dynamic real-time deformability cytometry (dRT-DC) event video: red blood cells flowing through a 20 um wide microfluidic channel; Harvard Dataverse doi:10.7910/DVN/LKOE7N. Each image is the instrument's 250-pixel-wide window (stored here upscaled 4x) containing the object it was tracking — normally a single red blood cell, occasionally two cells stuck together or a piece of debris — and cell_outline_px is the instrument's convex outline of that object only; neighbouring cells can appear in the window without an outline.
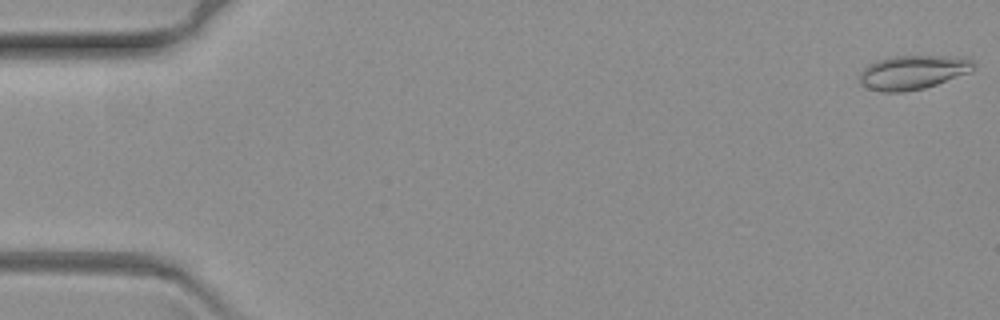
{"species": "common noctule bat (a hibernating species)", "species_latin": "Nyctalus noctula", "temperature_condition": "warm", "stored_images_in_passage": 66, "camera_frame_rate_fps": 3000, "um_per_image_px": 0.085, "animal": {"sex": "female", "body_mass_g": 19.3, "forearm_length_mm": 54.1}, "frame": {"image": 1, "passage_image": 1, "time_ms": 0.0, "image_size_px": [1000, 320], "cell_outline_px": [[976, 64], [972, 72], [924, 88], [904, 92], [880, 92], [868, 88], [860, 84], [860, 72], [868, 64], [876, 60], [888, 56], [948, 56], [972, 60]], "centroid_in_image_um": [77.57, 6.15], "position_along_channel_um": 7.4, "area_um2": 22.77}}
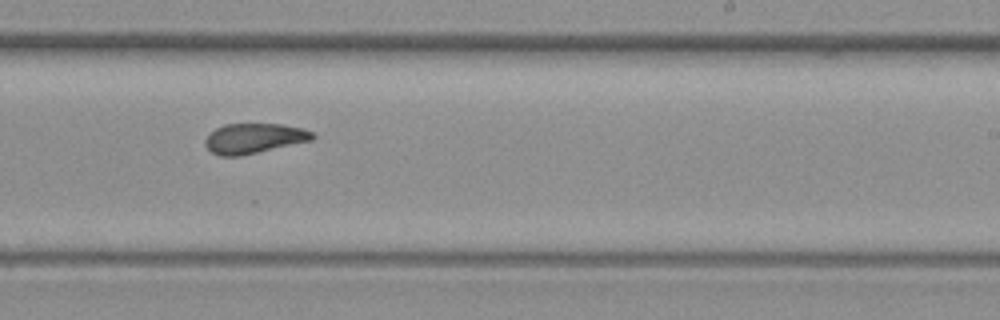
{"frame": {"image": 2, "passage_image": 41, "time_ms": 13.333, "image_size_px": [1000, 320], "cell_outline_px": [[316, 136], [312, 140], [240, 156], [220, 156], [212, 152], [204, 144], [204, 140], [216, 128], [224, 124], [280, 124], [304, 128], [312, 132]], "centroid_in_image_um": [21.6, 11.76], "position_along_channel_um": 267.4, "area_um2": 18.67}}
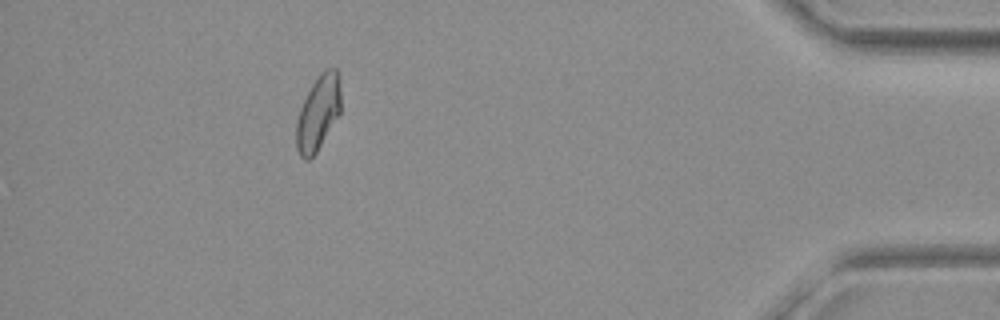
{"frame": {"image": 3, "passage_image": 60, "time_ms": 19.667, "image_size_px": [1000, 320], "cell_outline_px": [[340, 112], [316, 152], [308, 160], [304, 160], [300, 156], [296, 148], [296, 124], [300, 108], [312, 84], [320, 72], [328, 68], [336, 68], [340, 76]], "centroid_in_image_um": [27.04, 9.57], "position_along_channel_um": 408.2, "area_um2": 19.25}}